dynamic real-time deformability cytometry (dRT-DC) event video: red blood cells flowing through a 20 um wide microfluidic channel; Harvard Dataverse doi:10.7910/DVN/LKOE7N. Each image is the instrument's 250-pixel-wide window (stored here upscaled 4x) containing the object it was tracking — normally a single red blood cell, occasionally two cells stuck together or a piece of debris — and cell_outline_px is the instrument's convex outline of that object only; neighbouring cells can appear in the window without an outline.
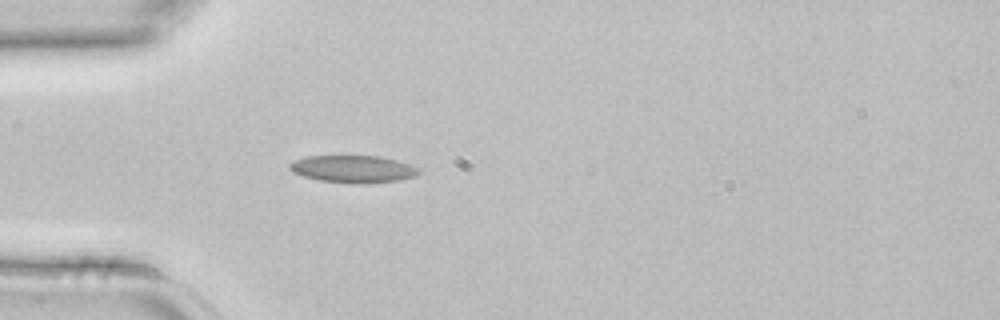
{"species": "common noctule bat (a hibernating species)", "species_latin": "Nyctalus noctula", "temperature_condition": "room temperature", "stored_images_in_passage": 1, "camera_frame_rate_fps": 3000, "um_per_image_px": 0.085, "animal": {"sex": "female", "body_mass_g": 22.7, "forearm_length_mm": 54.2}, "frame": {"image": 1, "passage_image": 1, "time_ms": 0.0, "image_size_px": [1000, 320], "cell_outline_px": [[420, 172], [416, 176], [400, 180], [364, 184], [356, 184], [320, 180], [304, 176], [292, 172], [288, 168], [288, 164], [292, 160], [304, 156], [380, 156], [396, 160], [420, 168]], "centroid_in_image_um": [29.99, 14.36], "position_along_channel_um": 55.0, "area_um2": 20.75}}